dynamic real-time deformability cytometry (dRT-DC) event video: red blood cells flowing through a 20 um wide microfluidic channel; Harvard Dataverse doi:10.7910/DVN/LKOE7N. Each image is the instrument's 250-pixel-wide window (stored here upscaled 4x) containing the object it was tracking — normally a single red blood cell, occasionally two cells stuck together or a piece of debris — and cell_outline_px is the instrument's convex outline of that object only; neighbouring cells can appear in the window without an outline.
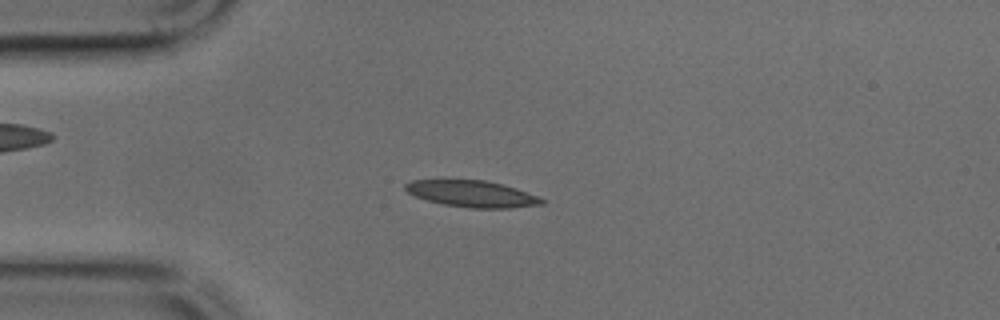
{"species": "common noctule bat (a hibernating species)", "species_latin": "Nyctalus noctula", "temperature_condition": "cold", "stored_images_in_passage": 47, "camera_frame_rate_fps": 3000, "um_per_image_px": 0.085, "animal": {"sex": "male", "body_mass_g": 17.9, "forearm_length_mm": 54.2}, "frame": {"image": 1, "passage_image": 11, "time_ms": 3.333, "image_size_px": [1000, 320], "cell_outline_px": [[544, 204], [508, 208], [472, 208], [444, 204], [428, 200], [416, 196], [408, 192], [404, 188], [404, 184], [412, 180], [488, 180], [504, 184], [516, 188], [536, 196], [544, 200]], "centroid_in_image_um": [40.12, 16.46], "position_along_channel_um": 44.9, "area_um2": 20.87}}
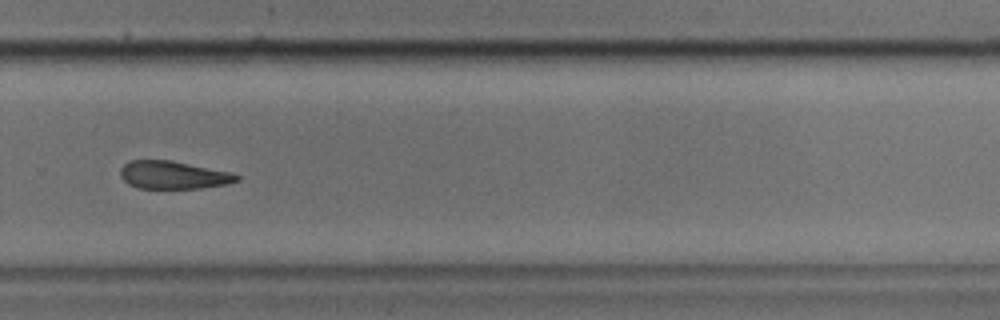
{"frame": {"image": 2, "passage_image": 32, "time_ms": 10.333, "image_size_px": [1000, 320], "cell_outline_px": [[240, 180], [228, 184], [200, 188], [136, 188], [128, 184], [120, 176], [120, 168], [128, 160], [172, 160], [232, 172], [240, 176]], "centroid_in_image_um": [14.73, 14.87], "position_along_channel_um": 315.1, "area_um2": 19.13}}
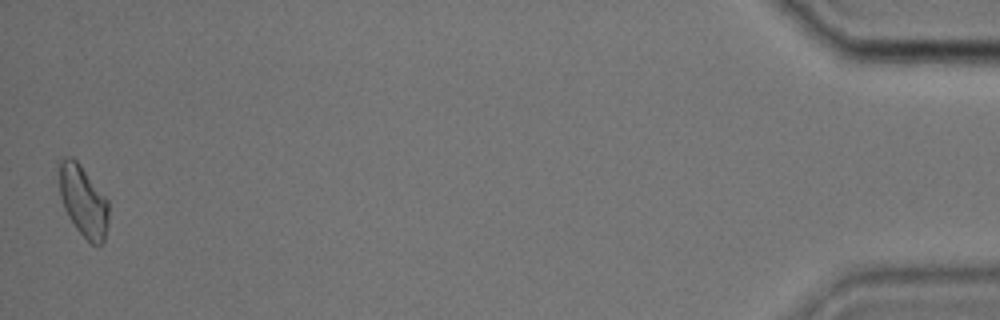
{"frame": {"image": 3, "passage_image": 47, "time_ms": 15.333, "image_size_px": [1000, 320], "cell_outline_px": [[108, 224], [104, 240], [100, 244], [92, 244], [76, 228], [68, 216], [64, 208], [60, 196], [56, 168], [56, 160], [64, 156], [72, 156], [80, 164], [108, 200]], "centroid_in_image_um": [7.01, 16.99], "position_along_channel_um": 428.2, "area_um2": 20.92}}